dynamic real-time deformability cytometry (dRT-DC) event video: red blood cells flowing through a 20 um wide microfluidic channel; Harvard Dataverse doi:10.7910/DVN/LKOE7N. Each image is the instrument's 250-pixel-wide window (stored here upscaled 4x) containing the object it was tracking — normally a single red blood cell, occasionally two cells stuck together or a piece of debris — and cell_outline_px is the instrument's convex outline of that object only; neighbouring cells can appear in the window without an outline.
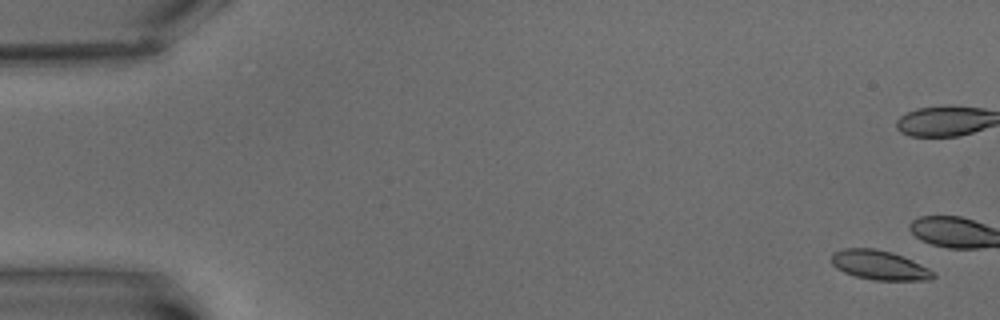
{"species": "common noctule bat (a hibernating species)", "species_latin": "Nyctalus noctula", "temperature_condition": "warm", "stored_images_in_passage": 10, "camera_frame_rate_fps": 3000, "um_per_image_px": 0.085, "animal": {"sex": "male", "body_mass_g": 15.6}, "frame": {"image": 1, "passage_image": 1, "time_ms": 0.0, "image_size_px": [1000, 320], "cell_outline_px": [[936, 276], [932, 280], [872, 280], [856, 276], [844, 272], [836, 268], [832, 264], [832, 252], [844, 248], [876, 248], [892, 252], [904, 256], [928, 268]], "centroid_in_image_um": [74.74, 22.53], "position_along_channel_um": 10.3, "area_um2": 17.51}}